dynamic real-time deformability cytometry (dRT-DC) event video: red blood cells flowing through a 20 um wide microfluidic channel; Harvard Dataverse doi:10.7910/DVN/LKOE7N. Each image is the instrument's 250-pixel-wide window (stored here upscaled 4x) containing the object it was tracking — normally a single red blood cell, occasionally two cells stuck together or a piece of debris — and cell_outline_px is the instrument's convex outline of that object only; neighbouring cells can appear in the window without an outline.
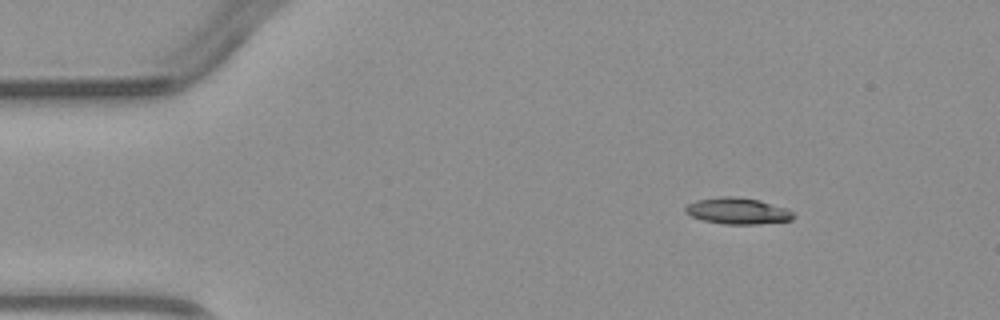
{"species": "common noctule bat (a hibernating species)", "species_latin": "Nyctalus noctula", "temperature_condition": "warm", "stored_images_in_passage": 3, "camera_frame_rate_fps": 3000, "um_per_image_px": 0.085, "animal": {"sex": "male", "body_mass_g": 23.1, "forearm_length_mm": 52.7}, "frame": {"image": 1, "passage_image": 1, "time_ms": 0.0, "image_size_px": [1000, 320], "cell_outline_px": [[796, 216], [792, 220], [756, 224], [724, 224], [704, 220], [692, 216], [684, 212], [684, 208], [688, 204], [696, 200], [724, 196], [736, 196], [760, 200], [788, 208]], "centroid_in_image_um": [62.73, 17.92], "position_along_channel_um": 22.3, "area_um2": 16.65}}
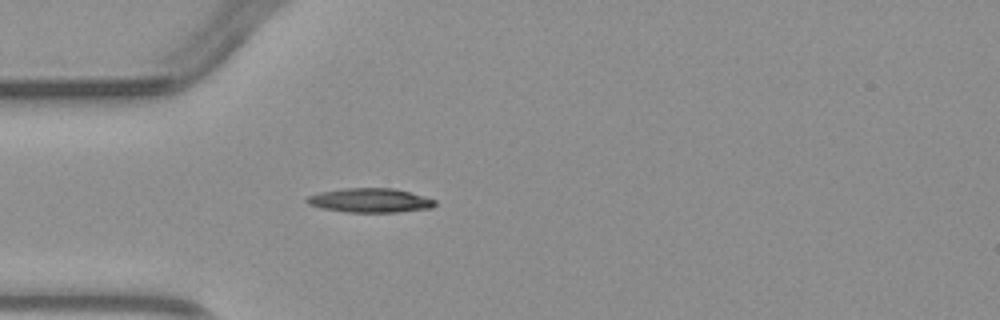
{"frame": {"image": 2, "passage_image": 3, "time_ms": 2.333, "image_size_px": [1000, 320], "cell_outline_px": [[436, 204], [432, 208], [400, 212], [344, 212], [320, 208], [308, 204], [304, 200], [308, 196], [320, 192], [344, 188], [392, 188], [408, 192], [436, 200]], "centroid_in_image_um": [31.43, 17.04], "position_along_channel_um": 53.6, "area_um2": 18.09}}